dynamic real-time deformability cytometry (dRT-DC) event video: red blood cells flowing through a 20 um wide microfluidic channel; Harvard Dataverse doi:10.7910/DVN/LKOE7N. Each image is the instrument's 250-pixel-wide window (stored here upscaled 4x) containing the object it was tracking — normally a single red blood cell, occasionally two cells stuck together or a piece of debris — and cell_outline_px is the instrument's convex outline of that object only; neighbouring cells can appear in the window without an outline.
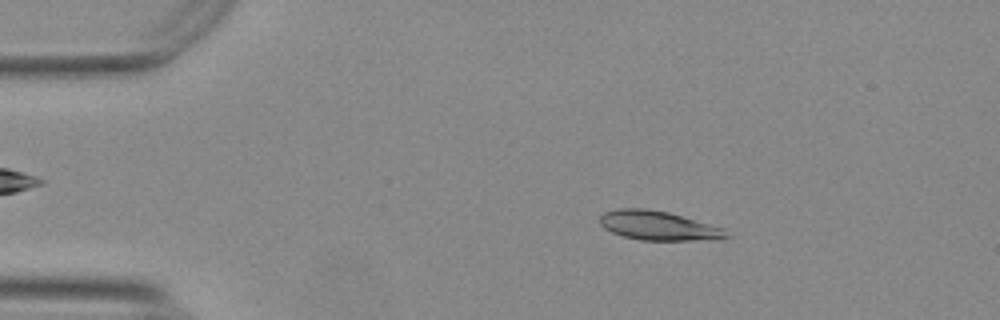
{"species": "Egyptian fruit bat (a non-hibernating species)", "species_latin": "Rousettus aegyptiacus", "temperature_condition": "warm", "stored_images_in_passage": 54, "camera_frame_rate_fps": 3000, "um_per_image_px": 0.085, "animal": {"sex": "female"}, "frame": {"image": 1, "passage_image": 9, "time_ms": 2.667, "image_size_px": [1000, 320], "cell_outline_px": [[728, 236], [720, 240], [640, 240], [624, 236], [612, 232], [604, 228], [600, 224], [600, 216], [604, 212], [616, 208], [644, 208], [668, 212], [724, 228]], "centroid_in_image_um": [55.95, 19.18], "position_along_channel_um": 29.0, "area_um2": 21.5}}
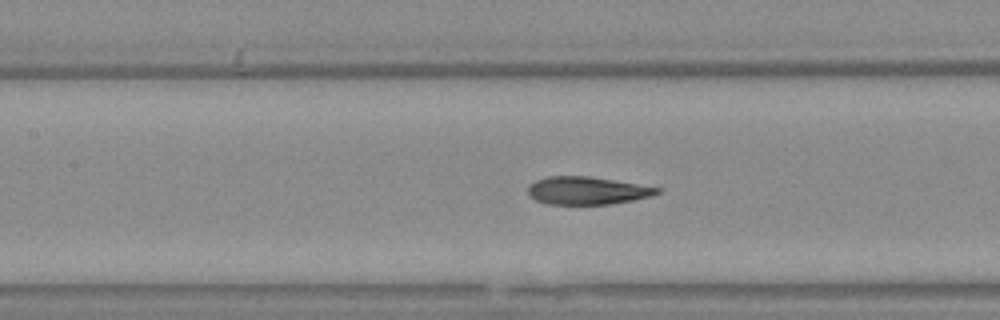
{"frame": {"image": 2, "passage_image": 24, "time_ms": 7.667, "image_size_px": [1000, 320], "cell_outline_px": [[660, 192], [648, 196], [632, 200], [612, 204], [548, 204], [536, 200], [528, 196], [528, 188], [536, 180], [548, 176], [592, 176], [660, 188]], "centroid_in_image_um": [49.87, 16.2], "position_along_channel_um": 157.5, "area_um2": 20.75}}
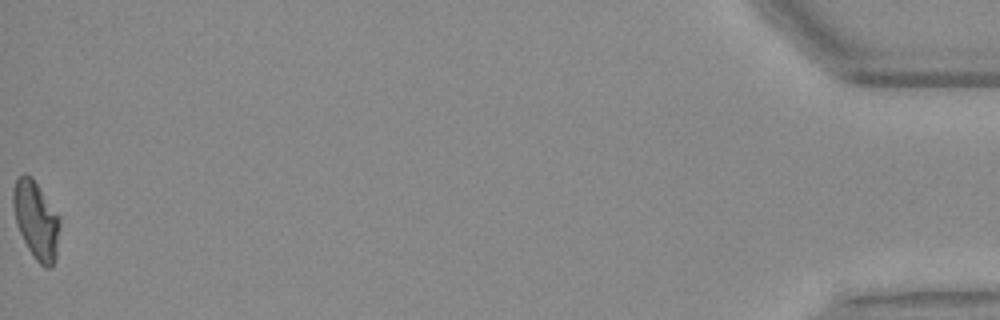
{"frame": {"image": 3, "passage_image": 54, "time_ms": 17.667, "image_size_px": [1000, 320], "cell_outline_px": [[60, 224], [56, 260], [48, 268], [44, 268], [36, 260], [28, 248], [16, 224], [12, 204], [12, 192], [16, 180], [24, 172], [32, 176], [60, 216]], "centroid_in_image_um": [3.08, 18.68], "position_along_channel_um": 432.1, "area_um2": 21.33}, "authors_computed_cell_mechanics": {"area_um2": 21.5305, "velocity_mm_per_s": 3.7555, "shape_relaxation_time_tau1_ms": 4.1385, "shape_relaxation_time_tau2_ms": 1.819, "deformation_change_tau1": 0.1818, "deformation_change_tau2": 0.097}}